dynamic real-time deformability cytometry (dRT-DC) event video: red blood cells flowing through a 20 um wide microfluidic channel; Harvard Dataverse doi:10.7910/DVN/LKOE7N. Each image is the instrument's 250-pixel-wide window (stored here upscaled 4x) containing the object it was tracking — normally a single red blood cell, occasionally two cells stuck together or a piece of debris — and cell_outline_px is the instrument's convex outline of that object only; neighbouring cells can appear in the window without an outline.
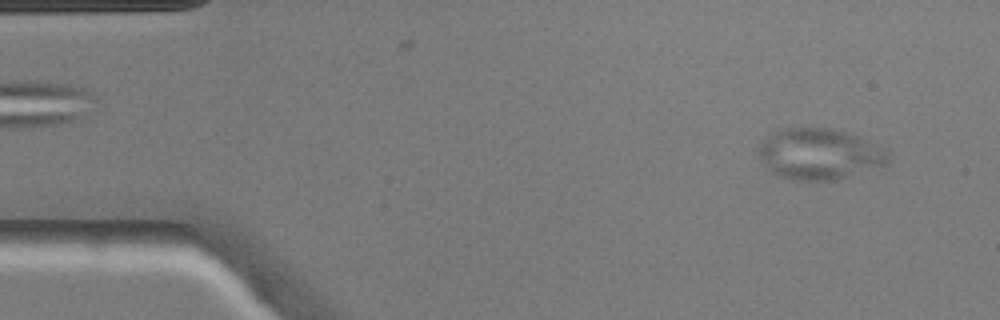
{"species": "common noctule bat (a hibernating species)", "species_latin": "Nyctalus noctula", "temperature_condition": "warm", "stored_images_in_passage": 48, "camera_frame_rate_fps": 3000, "um_per_image_px": 0.085, "animal": {"sex": "male", "body_mass_g": 20.5, "forearm_length_mm": 52.5}, "frame": {"image": 1, "passage_image": 3, "time_ms": 0.667, "image_size_px": [1000, 320], "cell_outline_px": [[888, 164], [840, 180], [788, 180], [776, 176], [760, 160], [760, 144], [768, 136], [780, 128], [796, 124], [832, 128], [856, 136], [888, 148]], "centroid_in_image_um": [69.65, 13.07], "position_along_channel_um": 15.3, "area_um2": 39.54}}
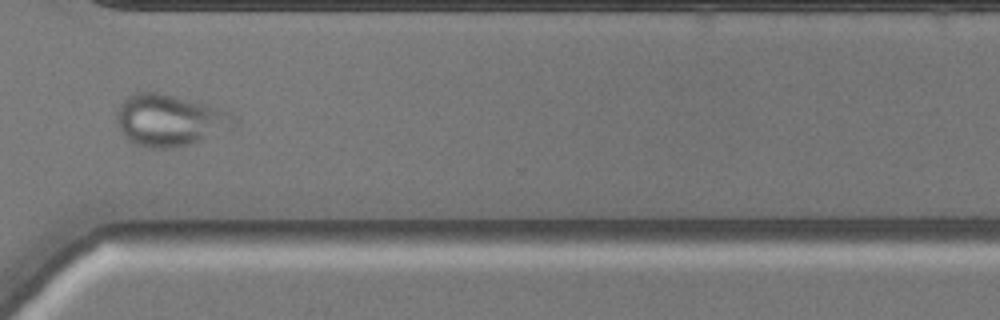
{"frame": {"image": 2, "passage_image": 35, "time_ms": 11.333, "image_size_px": [1000, 320], "cell_outline_px": [[236, 124], [232, 128], [192, 144], [172, 148], [148, 148], [136, 144], [128, 140], [124, 136], [120, 128], [116, 116], [116, 112], [120, 104], [128, 96], [136, 92], [160, 92], [220, 108], [236, 116]], "centroid_in_image_um": [14.42, 10.23], "position_along_channel_um": 356.2, "area_um2": 35.32}}
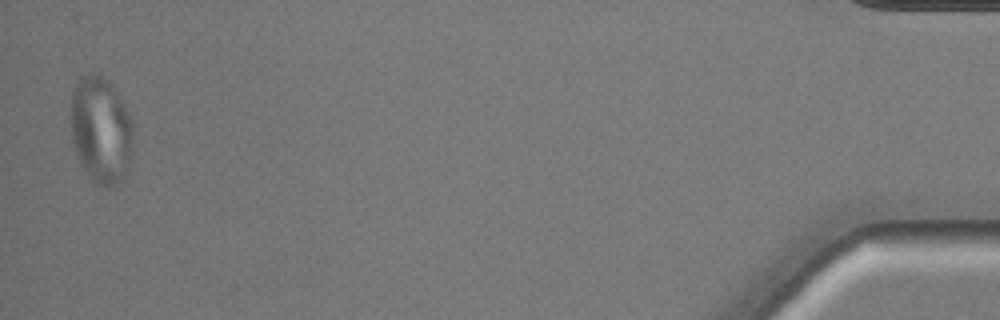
{"frame": {"image": 3, "passage_image": 47, "time_ms": 15.333, "image_size_px": [1000, 320], "cell_outline_px": [[132, 132], [128, 156], [120, 180], [104, 188], [96, 184], [88, 176], [76, 156], [72, 140], [72, 92], [80, 76], [88, 72], [96, 72], [104, 76], [108, 80], [124, 104], [132, 120]], "centroid_in_image_um": [8.52, 10.97], "position_along_channel_um": 426.7, "area_um2": 38.03}}